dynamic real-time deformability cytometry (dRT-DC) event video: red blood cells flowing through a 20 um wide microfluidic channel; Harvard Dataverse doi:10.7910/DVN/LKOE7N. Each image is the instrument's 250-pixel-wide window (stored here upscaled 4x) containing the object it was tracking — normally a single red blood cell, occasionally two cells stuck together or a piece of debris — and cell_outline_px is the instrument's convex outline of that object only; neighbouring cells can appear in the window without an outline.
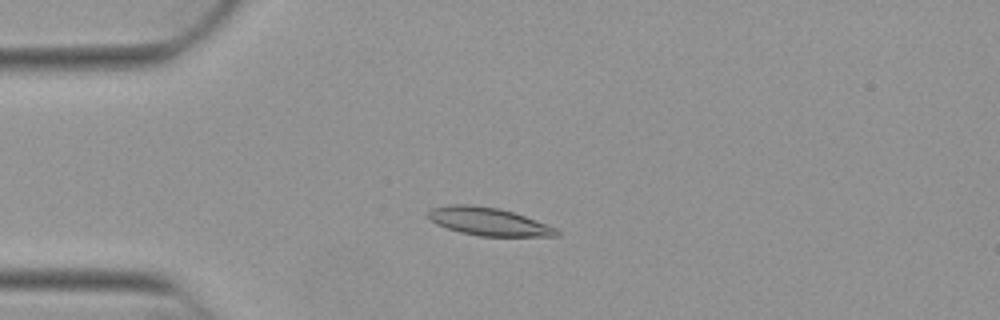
{"species": "Egyptian fruit bat (a non-hibernating species)", "species_latin": "Rousettus aegyptiacus", "temperature_condition": "warm", "stored_images_in_passage": 53, "camera_frame_rate_fps": 3000, "um_per_image_px": 0.085, "animal": {"sex": "female"}, "frame": {"image": 1, "passage_image": 14, "time_ms": 4.333, "image_size_px": [1000, 320], "cell_outline_px": [[560, 236], [480, 236], [460, 232], [436, 224], [428, 216], [428, 212], [432, 208], [452, 204], [464, 204], [500, 208], [524, 216], [556, 228], [560, 232]], "centroid_in_image_um": [41.53, 18.83], "position_along_channel_um": 43.5, "area_um2": 20.63}}
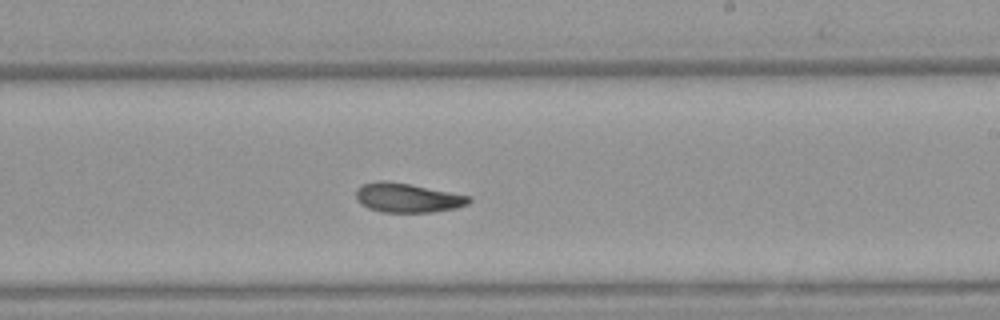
{"frame": {"image": 2, "passage_image": 32, "time_ms": 10.333, "image_size_px": [1000, 320], "cell_outline_px": [[472, 200], [468, 204], [456, 208], [432, 212], [380, 212], [368, 208], [360, 204], [356, 200], [356, 192], [364, 184], [376, 180], [384, 180], [408, 184], [472, 196]], "centroid_in_image_um": [34.64, 16.82], "position_along_channel_um": 254.4, "area_um2": 19.25}}
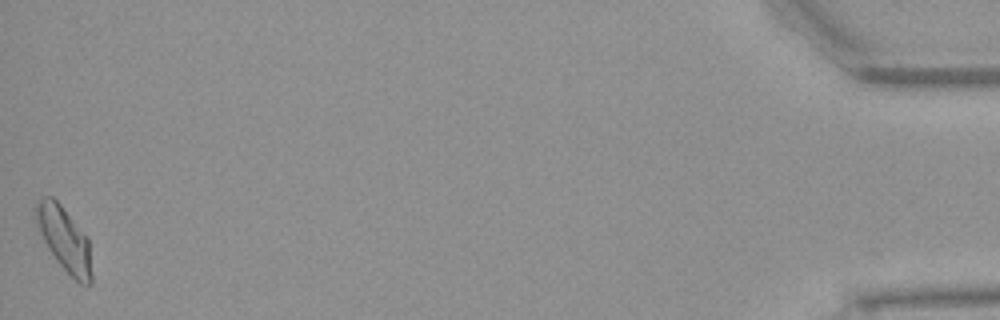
{"frame": {"image": 3, "passage_image": 53, "time_ms": 17.333, "image_size_px": [1000, 320], "cell_outline_px": [[92, 284], [80, 284], [56, 260], [48, 248], [36, 228], [32, 220], [32, 208], [36, 200], [40, 196], [52, 196], [60, 204], [88, 236], [92, 276]], "centroid_in_image_um": [5.39, 20.24], "position_along_channel_um": 429.8, "area_um2": 21.5}, "authors_computed_cell_mechanics": {"area_um2": 19.652, "velocity_mm_per_s": 3.9045, "shape_relaxation_time_tau1_ms": 5.6264, "shape_relaxation_time_tau2_ms": 3.1961, "deformation_change_tau1": 0.181, "deformation_change_tau2": 0.0916}}